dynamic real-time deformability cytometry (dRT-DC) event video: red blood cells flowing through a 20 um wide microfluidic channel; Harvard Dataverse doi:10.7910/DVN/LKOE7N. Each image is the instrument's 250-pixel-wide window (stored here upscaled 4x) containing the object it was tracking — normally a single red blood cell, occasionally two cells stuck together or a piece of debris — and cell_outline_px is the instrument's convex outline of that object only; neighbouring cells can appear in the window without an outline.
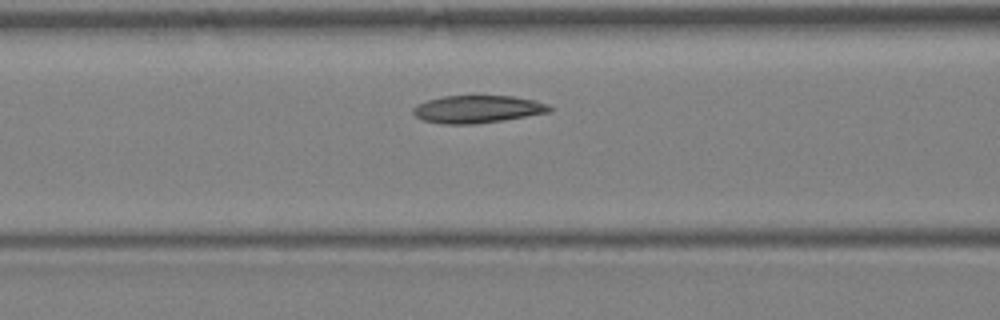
{"species": "Egyptian fruit bat (a non-hibernating species)", "species_latin": "Rousettus aegyptiacus", "temperature_condition": "warm", "stored_images_in_passage": 3, "camera_frame_rate_fps": 3000, "um_per_image_px": 0.085, "animal": {"sex": "female"}, "frame": {"image": 1, "passage_image": 3, "time_ms": 3.333, "image_size_px": [1000, 320], "cell_outline_px": [[552, 112], [504, 120], [472, 124], [444, 124], [424, 120], [416, 116], [412, 112], [412, 108], [428, 100], [444, 96], [512, 96], [536, 100], [548, 104], [552, 108]], "centroid_in_image_um": [40.64, 9.28], "position_along_channel_um": 126.0, "area_um2": 21.85}}